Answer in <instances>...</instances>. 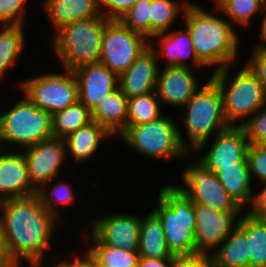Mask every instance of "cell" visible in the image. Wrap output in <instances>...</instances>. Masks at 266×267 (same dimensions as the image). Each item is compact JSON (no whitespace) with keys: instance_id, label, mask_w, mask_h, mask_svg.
I'll list each match as a JSON object with an SVG mask.
<instances>
[{"instance_id":"6da1fadb","label":"cell","mask_w":266,"mask_h":267,"mask_svg":"<svg viewBox=\"0 0 266 267\" xmlns=\"http://www.w3.org/2000/svg\"><path fill=\"white\" fill-rule=\"evenodd\" d=\"M0 212L7 252L18 267L60 255L51 251L62 222L48 212L37 194L3 200Z\"/></svg>"},{"instance_id":"7a4b0ae2","label":"cell","mask_w":266,"mask_h":267,"mask_svg":"<svg viewBox=\"0 0 266 267\" xmlns=\"http://www.w3.org/2000/svg\"><path fill=\"white\" fill-rule=\"evenodd\" d=\"M212 8L210 12L203 5L192 1L184 12L183 23L189 32L196 56L206 67L212 66L211 72H214L238 64L242 34L235 30L218 8Z\"/></svg>"},{"instance_id":"3957f363","label":"cell","mask_w":266,"mask_h":267,"mask_svg":"<svg viewBox=\"0 0 266 267\" xmlns=\"http://www.w3.org/2000/svg\"><path fill=\"white\" fill-rule=\"evenodd\" d=\"M204 82L176 115L180 141L188 153L230 127L224 115L221 90L210 77Z\"/></svg>"},{"instance_id":"277c9868","label":"cell","mask_w":266,"mask_h":267,"mask_svg":"<svg viewBox=\"0 0 266 267\" xmlns=\"http://www.w3.org/2000/svg\"><path fill=\"white\" fill-rule=\"evenodd\" d=\"M152 211L159 217L173 256L196 254L194 203L174 184L164 183Z\"/></svg>"},{"instance_id":"5b68a950","label":"cell","mask_w":266,"mask_h":267,"mask_svg":"<svg viewBox=\"0 0 266 267\" xmlns=\"http://www.w3.org/2000/svg\"><path fill=\"white\" fill-rule=\"evenodd\" d=\"M110 20L96 16L64 25L48 41L62 69L100 62L102 37ZM51 41V42H50Z\"/></svg>"},{"instance_id":"8992f818","label":"cell","mask_w":266,"mask_h":267,"mask_svg":"<svg viewBox=\"0 0 266 267\" xmlns=\"http://www.w3.org/2000/svg\"><path fill=\"white\" fill-rule=\"evenodd\" d=\"M235 66L239 65L227 66L209 76L222 92L228 124L241 126L266 104V90L245 64L233 72Z\"/></svg>"},{"instance_id":"52a82bcc","label":"cell","mask_w":266,"mask_h":267,"mask_svg":"<svg viewBox=\"0 0 266 267\" xmlns=\"http://www.w3.org/2000/svg\"><path fill=\"white\" fill-rule=\"evenodd\" d=\"M178 125L177 116L164 113L151 122L126 126L116 140L150 161L183 160L189 153L180 141Z\"/></svg>"},{"instance_id":"ba28073f","label":"cell","mask_w":266,"mask_h":267,"mask_svg":"<svg viewBox=\"0 0 266 267\" xmlns=\"http://www.w3.org/2000/svg\"><path fill=\"white\" fill-rule=\"evenodd\" d=\"M0 114V148L22 150L53 137L52 115L36 107L23 92ZM11 107V108H10ZM4 111V112H3Z\"/></svg>"},{"instance_id":"9c48e42d","label":"cell","mask_w":266,"mask_h":267,"mask_svg":"<svg viewBox=\"0 0 266 267\" xmlns=\"http://www.w3.org/2000/svg\"><path fill=\"white\" fill-rule=\"evenodd\" d=\"M59 70L62 72L49 71L18 80L14 88L23 92L36 107L53 115L79 100L74 72L62 68Z\"/></svg>"},{"instance_id":"30bf717a","label":"cell","mask_w":266,"mask_h":267,"mask_svg":"<svg viewBox=\"0 0 266 267\" xmlns=\"http://www.w3.org/2000/svg\"><path fill=\"white\" fill-rule=\"evenodd\" d=\"M187 164L181 174L182 184L175 186L193 203L222 211H245L227 193L215 173H212L194 154L184 159Z\"/></svg>"},{"instance_id":"8fae6325","label":"cell","mask_w":266,"mask_h":267,"mask_svg":"<svg viewBox=\"0 0 266 267\" xmlns=\"http://www.w3.org/2000/svg\"><path fill=\"white\" fill-rule=\"evenodd\" d=\"M148 46L149 41L143 35L133 32L120 20H110L102 37L100 62L119 77Z\"/></svg>"},{"instance_id":"7c38bea8","label":"cell","mask_w":266,"mask_h":267,"mask_svg":"<svg viewBox=\"0 0 266 267\" xmlns=\"http://www.w3.org/2000/svg\"><path fill=\"white\" fill-rule=\"evenodd\" d=\"M244 212L222 211L194 203L196 254H211L238 227Z\"/></svg>"},{"instance_id":"4fadbf2b","label":"cell","mask_w":266,"mask_h":267,"mask_svg":"<svg viewBox=\"0 0 266 267\" xmlns=\"http://www.w3.org/2000/svg\"><path fill=\"white\" fill-rule=\"evenodd\" d=\"M248 145L243 128L230 126L201 144L192 154L212 173H216L220 167L236 166L237 162H241L246 157Z\"/></svg>"},{"instance_id":"5bb4252c","label":"cell","mask_w":266,"mask_h":267,"mask_svg":"<svg viewBox=\"0 0 266 267\" xmlns=\"http://www.w3.org/2000/svg\"><path fill=\"white\" fill-rule=\"evenodd\" d=\"M21 151L26 158L29 179L37 190L43 184L61 176L63 167L69 163L63 138L52 137Z\"/></svg>"},{"instance_id":"9a60e30c","label":"cell","mask_w":266,"mask_h":267,"mask_svg":"<svg viewBox=\"0 0 266 267\" xmlns=\"http://www.w3.org/2000/svg\"><path fill=\"white\" fill-rule=\"evenodd\" d=\"M136 213V214H135ZM142 216L137 212H110L91 221L90 231L105 245L137 250Z\"/></svg>"},{"instance_id":"2e32d148","label":"cell","mask_w":266,"mask_h":267,"mask_svg":"<svg viewBox=\"0 0 266 267\" xmlns=\"http://www.w3.org/2000/svg\"><path fill=\"white\" fill-rule=\"evenodd\" d=\"M195 70V71H194ZM190 67H161L157 77L156 93L164 108H178L179 111L204 84ZM200 82V83H199ZM201 84V85H200Z\"/></svg>"},{"instance_id":"e0dca14e","label":"cell","mask_w":266,"mask_h":267,"mask_svg":"<svg viewBox=\"0 0 266 267\" xmlns=\"http://www.w3.org/2000/svg\"><path fill=\"white\" fill-rule=\"evenodd\" d=\"M182 29L159 33L149 41V46L157 55L160 68L181 66L204 70L206 66L196 56L187 28L182 27ZM163 61H165L164 64H162Z\"/></svg>"},{"instance_id":"ac0fdd59","label":"cell","mask_w":266,"mask_h":267,"mask_svg":"<svg viewBox=\"0 0 266 267\" xmlns=\"http://www.w3.org/2000/svg\"><path fill=\"white\" fill-rule=\"evenodd\" d=\"M34 194H37V189L29 179L23 152L0 148V202Z\"/></svg>"},{"instance_id":"d6986e66","label":"cell","mask_w":266,"mask_h":267,"mask_svg":"<svg viewBox=\"0 0 266 267\" xmlns=\"http://www.w3.org/2000/svg\"><path fill=\"white\" fill-rule=\"evenodd\" d=\"M78 82L79 101L90 111L118 88V76L103 63H88L73 70Z\"/></svg>"},{"instance_id":"ffe728a7","label":"cell","mask_w":266,"mask_h":267,"mask_svg":"<svg viewBox=\"0 0 266 267\" xmlns=\"http://www.w3.org/2000/svg\"><path fill=\"white\" fill-rule=\"evenodd\" d=\"M159 70L157 55L148 46L131 67L118 77V87L128 99L156 91Z\"/></svg>"},{"instance_id":"44dd1931","label":"cell","mask_w":266,"mask_h":267,"mask_svg":"<svg viewBox=\"0 0 266 267\" xmlns=\"http://www.w3.org/2000/svg\"><path fill=\"white\" fill-rule=\"evenodd\" d=\"M40 8L54 29L51 37L66 24L102 16L98 0H44Z\"/></svg>"},{"instance_id":"7402d4cb","label":"cell","mask_w":266,"mask_h":267,"mask_svg":"<svg viewBox=\"0 0 266 267\" xmlns=\"http://www.w3.org/2000/svg\"><path fill=\"white\" fill-rule=\"evenodd\" d=\"M114 137L103 126L92 121L88 125L70 133L65 140L67 161L72 159L75 164H80L94 158V155L101 150L103 141H109ZM102 142V143H101Z\"/></svg>"},{"instance_id":"603a6c76","label":"cell","mask_w":266,"mask_h":267,"mask_svg":"<svg viewBox=\"0 0 266 267\" xmlns=\"http://www.w3.org/2000/svg\"><path fill=\"white\" fill-rule=\"evenodd\" d=\"M127 106L128 98L118 87L93 108L92 121L103 126L114 138H117L126 129Z\"/></svg>"},{"instance_id":"cb8c5ba5","label":"cell","mask_w":266,"mask_h":267,"mask_svg":"<svg viewBox=\"0 0 266 267\" xmlns=\"http://www.w3.org/2000/svg\"><path fill=\"white\" fill-rule=\"evenodd\" d=\"M215 174L227 193L245 210L250 205L256 189H253L247 158L237 162L236 166L220 167Z\"/></svg>"},{"instance_id":"d4e9b609","label":"cell","mask_w":266,"mask_h":267,"mask_svg":"<svg viewBox=\"0 0 266 267\" xmlns=\"http://www.w3.org/2000/svg\"><path fill=\"white\" fill-rule=\"evenodd\" d=\"M142 215L138 253L145 258H174L168 249L161 220L151 210Z\"/></svg>"},{"instance_id":"484cf974","label":"cell","mask_w":266,"mask_h":267,"mask_svg":"<svg viewBox=\"0 0 266 267\" xmlns=\"http://www.w3.org/2000/svg\"><path fill=\"white\" fill-rule=\"evenodd\" d=\"M24 32L23 25H0V84L5 83L7 73L21 60L28 40Z\"/></svg>"},{"instance_id":"4316f807","label":"cell","mask_w":266,"mask_h":267,"mask_svg":"<svg viewBox=\"0 0 266 267\" xmlns=\"http://www.w3.org/2000/svg\"><path fill=\"white\" fill-rule=\"evenodd\" d=\"M215 267H250L249 242L237 227L211 253Z\"/></svg>"},{"instance_id":"83f0119b","label":"cell","mask_w":266,"mask_h":267,"mask_svg":"<svg viewBox=\"0 0 266 267\" xmlns=\"http://www.w3.org/2000/svg\"><path fill=\"white\" fill-rule=\"evenodd\" d=\"M57 180V181H56ZM53 182L55 183L54 185ZM57 183V184H56ZM71 182L61 180L59 177L52 181L43 184L37 190V196L40 198L42 205L48 210L50 214H53L60 222L64 223L61 211L65 206H74L76 193L74 192V186ZM62 206V207H61Z\"/></svg>"},{"instance_id":"f1b7e54d","label":"cell","mask_w":266,"mask_h":267,"mask_svg":"<svg viewBox=\"0 0 266 267\" xmlns=\"http://www.w3.org/2000/svg\"><path fill=\"white\" fill-rule=\"evenodd\" d=\"M88 233L89 246L82 249H87L102 267H138L140 255L137 250L105 245L90 230Z\"/></svg>"},{"instance_id":"f546056e","label":"cell","mask_w":266,"mask_h":267,"mask_svg":"<svg viewBox=\"0 0 266 267\" xmlns=\"http://www.w3.org/2000/svg\"><path fill=\"white\" fill-rule=\"evenodd\" d=\"M191 0H151V39L159 33L170 31L184 16ZM177 19V20H176Z\"/></svg>"},{"instance_id":"4dcf8cb0","label":"cell","mask_w":266,"mask_h":267,"mask_svg":"<svg viewBox=\"0 0 266 267\" xmlns=\"http://www.w3.org/2000/svg\"><path fill=\"white\" fill-rule=\"evenodd\" d=\"M238 227L246 234L249 242L250 267H266V220L244 212Z\"/></svg>"},{"instance_id":"1f68e13d","label":"cell","mask_w":266,"mask_h":267,"mask_svg":"<svg viewBox=\"0 0 266 267\" xmlns=\"http://www.w3.org/2000/svg\"><path fill=\"white\" fill-rule=\"evenodd\" d=\"M266 0H213L212 4L218 8L225 18L236 28L241 26L246 30L252 26L253 17L262 15ZM214 2V3H213Z\"/></svg>"},{"instance_id":"d6a6232c","label":"cell","mask_w":266,"mask_h":267,"mask_svg":"<svg viewBox=\"0 0 266 267\" xmlns=\"http://www.w3.org/2000/svg\"><path fill=\"white\" fill-rule=\"evenodd\" d=\"M92 122L91 111L79 100L52 115V134L55 138H66Z\"/></svg>"},{"instance_id":"836d02e7","label":"cell","mask_w":266,"mask_h":267,"mask_svg":"<svg viewBox=\"0 0 266 267\" xmlns=\"http://www.w3.org/2000/svg\"><path fill=\"white\" fill-rule=\"evenodd\" d=\"M156 91L128 99L126 126L140 125L158 119L164 114Z\"/></svg>"},{"instance_id":"e575fe53","label":"cell","mask_w":266,"mask_h":267,"mask_svg":"<svg viewBox=\"0 0 266 267\" xmlns=\"http://www.w3.org/2000/svg\"><path fill=\"white\" fill-rule=\"evenodd\" d=\"M151 0H138L120 19L130 30L151 40Z\"/></svg>"},{"instance_id":"d590c367","label":"cell","mask_w":266,"mask_h":267,"mask_svg":"<svg viewBox=\"0 0 266 267\" xmlns=\"http://www.w3.org/2000/svg\"><path fill=\"white\" fill-rule=\"evenodd\" d=\"M29 0H0V25L25 26Z\"/></svg>"},{"instance_id":"8d00e7d4","label":"cell","mask_w":266,"mask_h":267,"mask_svg":"<svg viewBox=\"0 0 266 267\" xmlns=\"http://www.w3.org/2000/svg\"><path fill=\"white\" fill-rule=\"evenodd\" d=\"M246 158L253 185L255 184L253 181H258L259 184L261 182V185L266 184V149L259 144H249Z\"/></svg>"},{"instance_id":"74e56055","label":"cell","mask_w":266,"mask_h":267,"mask_svg":"<svg viewBox=\"0 0 266 267\" xmlns=\"http://www.w3.org/2000/svg\"><path fill=\"white\" fill-rule=\"evenodd\" d=\"M249 144H258L266 137V104L253 114L243 125Z\"/></svg>"},{"instance_id":"f35d334b","label":"cell","mask_w":266,"mask_h":267,"mask_svg":"<svg viewBox=\"0 0 266 267\" xmlns=\"http://www.w3.org/2000/svg\"><path fill=\"white\" fill-rule=\"evenodd\" d=\"M250 56L244 64L252 71L266 90V46L253 44Z\"/></svg>"},{"instance_id":"ab89813d","label":"cell","mask_w":266,"mask_h":267,"mask_svg":"<svg viewBox=\"0 0 266 267\" xmlns=\"http://www.w3.org/2000/svg\"><path fill=\"white\" fill-rule=\"evenodd\" d=\"M138 0H98L100 11L109 20H120L121 17Z\"/></svg>"},{"instance_id":"60d3db41","label":"cell","mask_w":266,"mask_h":267,"mask_svg":"<svg viewBox=\"0 0 266 267\" xmlns=\"http://www.w3.org/2000/svg\"><path fill=\"white\" fill-rule=\"evenodd\" d=\"M260 191L253 192L252 201L245 212L254 218L266 220V184H260Z\"/></svg>"},{"instance_id":"b9f144b4","label":"cell","mask_w":266,"mask_h":267,"mask_svg":"<svg viewBox=\"0 0 266 267\" xmlns=\"http://www.w3.org/2000/svg\"><path fill=\"white\" fill-rule=\"evenodd\" d=\"M173 267H215L211 254L175 256Z\"/></svg>"},{"instance_id":"7bdbcfd3","label":"cell","mask_w":266,"mask_h":267,"mask_svg":"<svg viewBox=\"0 0 266 267\" xmlns=\"http://www.w3.org/2000/svg\"><path fill=\"white\" fill-rule=\"evenodd\" d=\"M62 257L70 267H102L87 249L86 251L83 250L80 252V254L77 253L76 256L72 254L71 256L67 255Z\"/></svg>"},{"instance_id":"ee69618b","label":"cell","mask_w":266,"mask_h":267,"mask_svg":"<svg viewBox=\"0 0 266 267\" xmlns=\"http://www.w3.org/2000/svg\"><path fill=\"white\" fill-rule=\"evenodd\" d=\"M0 267H18L11 259L7 252L4 232H3V222L0 212Z\"/></svg>"},{"instance_id":"f6af8a7d","label":"cell","mask_w":266,"mask_h":267,"mask_svg":"<svg viewBox=\"0 0 266 267\" xmlns=\"http://www.w3.org/2000/svg\"><path fill=\"white\" fill-rule=\"evenodd\" d=\"M174 258H145L140 257L138 267H173Z\"/></svg>"},{"instance_id":"bcb514c9","label":"cell","mask_w":266,"mask_h":267,"mask_svg":"<svg viewBox=\"0 0 266 267\" xmlns=\"http://www.w3.org/2000/svg\"><path fill=\"white\" fill-rule=\"evenodd\" d=\"M62 255H58L53 258H49L46 260H42L39 262H36L31 267H70V265L61 257ZM48 264V265H46ZM44 265V266H43Z\"/></svg>"},{"instance_id":"7dc6e473","label":"cell","mask_w":266,"mask_h":267,"mask_svg":"<svg viewBox=\"0 0 266 267\" xmlns=\"http://www.w3.org/2000/svg\"><path fill=\"white\" fill-rule=\"evenodd\" d=\"M261 24L260 27L258 28V30H260L259 34H258V40L255 44L258 45H262V46H266V1L264 4V8H263V12H262V16H261Z\"/></svg>"},{"instance_id":"c3c4849f","label":"cell","mask_w":266,"mask_h":267,"mask_svg":"<svg viewBox=\"0 0 266 267\" xmlns=\"http://www.w3.org/2000/svg\"><path fill=\"white\" fill-rule=\"evenodd\" d=\"M262 148L266 149V137L258 143Z\"/></svg>"}]
</instances>
